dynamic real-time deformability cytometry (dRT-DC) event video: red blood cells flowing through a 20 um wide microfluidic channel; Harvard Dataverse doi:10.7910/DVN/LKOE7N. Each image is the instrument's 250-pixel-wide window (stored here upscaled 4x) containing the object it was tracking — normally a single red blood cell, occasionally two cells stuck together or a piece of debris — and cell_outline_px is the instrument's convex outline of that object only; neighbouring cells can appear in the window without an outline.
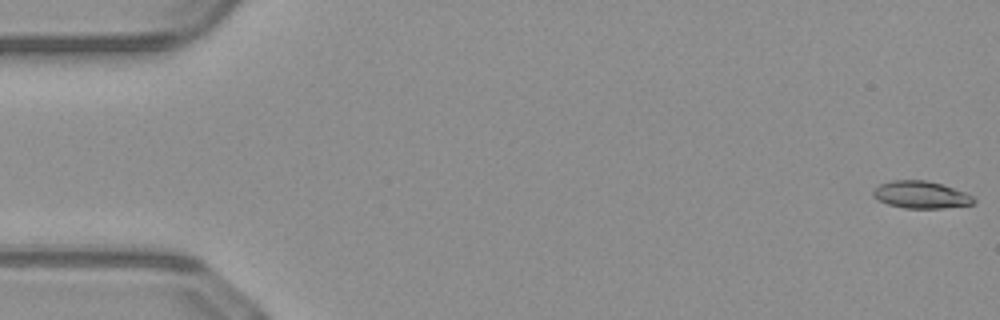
{"species": "common noctule bat (a hibernating species)", "species_latin": "Nyctalus noctula", "temperature_condition": "warm", "stored_images_in_passage": 51, "camera_frame_rate_fps": 3000, "um_per_image_px": 0.085, "animal": {"sex": "male", "body_mass_g": 23.1, "forearm_length_mm": 52.7}, "frame": {"image": 1, "passage_image": 1, "time_ms": 0.0, "image_size_px": [1000, 320], "cell_outline_px": [[976, 200], [972, 204], [940, 208], [904, 208], [888, 204], [872, 196], [872, 192], [880, 184], [892, 180], [924, 180], [940, 184], [964, 192], [972, 196]], "centroid_in_image_um": [78.25, 16.55], "position_along_channel_um": 6.7, "area_um2": 15.66}}
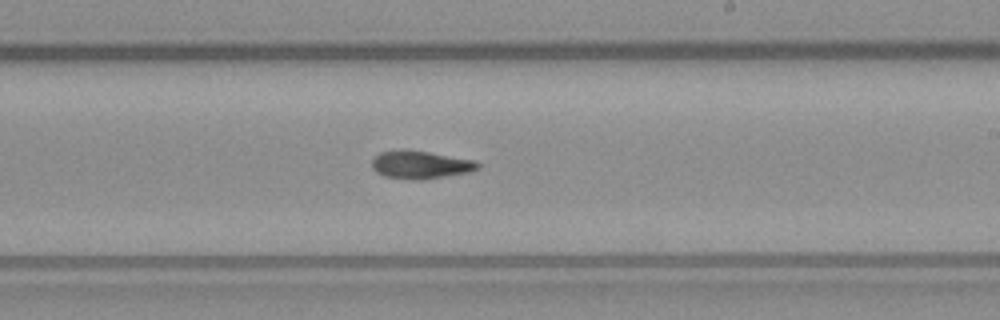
{"frame": {"image": 2, "passage_image": 30, "time_ms": 9.667, "image_size_px": [1000, 320], "cell_outline_px": [[480, 168], [468, 172], [424, 180], [412, 180], [384, 176], [376, 172], [372, 168], [372, 160], [380, 152], [404, 148], [476, 160], [480, 164]], "centroid_in_image_um": [35.73, 14.0], "position_along_channel_um": 253.3, "area_um2": 17.46}}
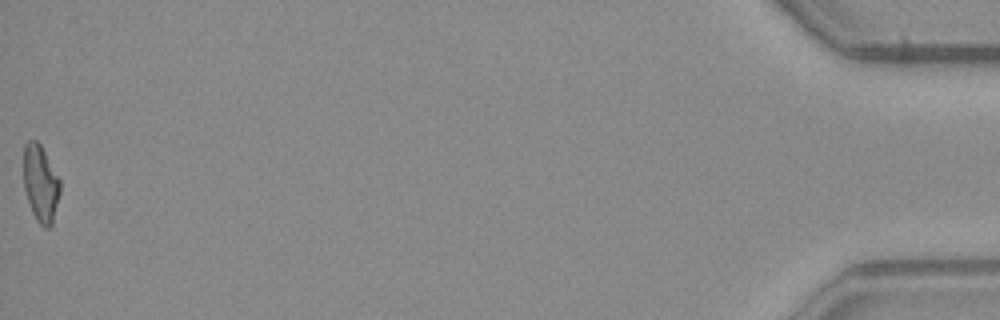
{"frame": {"image": 3, "passage_image": 51, "time_ms": 16.667, "image_size_px": [1000, 320], "cell_outline_px": [[60, 192], [52, 224], [48, 228], [44, 228], [36, 220], [32, 212], [24, 188], [24, 144], [28, 140], [36, 140], [40, 144], [60, 180]], "centroid_in_image_um": [3.45, 15.6], "position_along_channel_um": 431.8, "area_um2": 16.18}, "authors_computed_cell_mechanics": {"area_um2": 16.5308, "velocity_mm_per_s": 4.1035, "shape_relaxation_time_tau1_ms": 7.5174, "shape_relaxation_time_tau2_ms": 6.3298, "deformation_change_tau1": 0.193, "deformation_change_tau2": 0.1395}}